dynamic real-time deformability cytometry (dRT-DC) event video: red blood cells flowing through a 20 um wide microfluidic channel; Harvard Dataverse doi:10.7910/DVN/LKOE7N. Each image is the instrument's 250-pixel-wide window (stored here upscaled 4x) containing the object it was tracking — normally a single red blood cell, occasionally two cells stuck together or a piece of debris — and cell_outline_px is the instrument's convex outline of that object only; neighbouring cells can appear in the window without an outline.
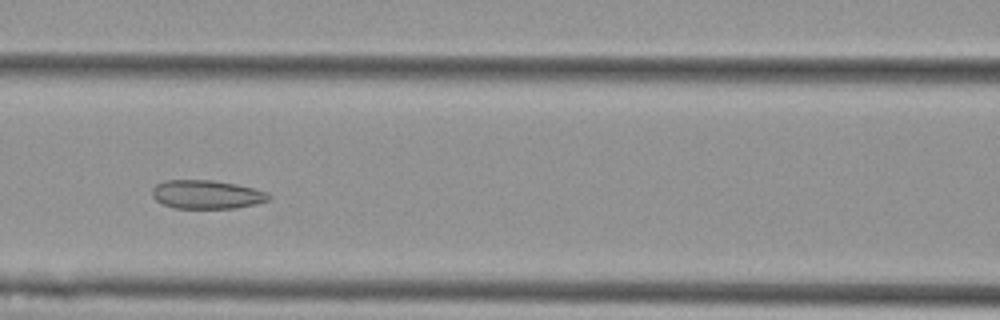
{"species": "Egyptian fruit bat (a non-hibernating species)", "species_latin": "Rousettus aegyptiacus", "temperature_condition": "cold", "stored_images_in_passage": 8, "camera_frame_rate_fps": 3000, "um_per_image_px": 0.085, "animal": {"sex": "female"}, "frame": {"image": 1, "passage_image": 7, "time_ms": 2.0, "image_size_px": [1000, 320], "cell_outline_px": [[272, 196], [268, 200], [256, 204], [236, 208], [172, 208], [156, 200], [152, 196], [152, 188], [156, 184], [164, 180], [212, 180], [236, 184], [268, 192]], "centroid_in_image_um": [17.56, 16.53], "position_along_channel_um": 149.0, "area_um2": 19.54}}
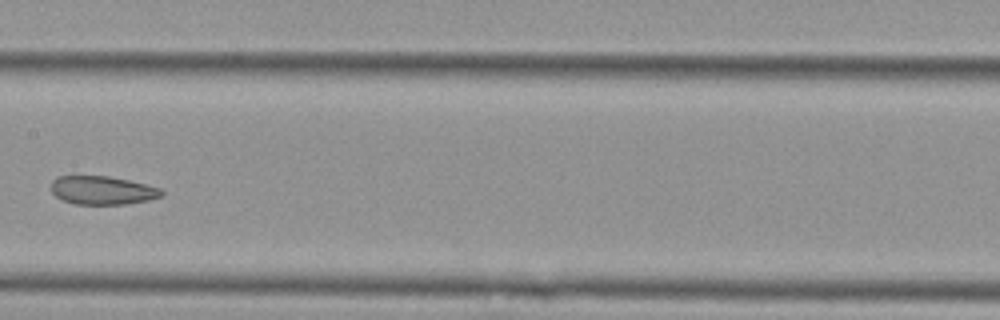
{"frame": {"image": 2, "passage_image": 8, "time_ms": 2.333, "image_size_px": [1000, 320], "cell_outline_px": [[164, 196], [148, 200], [128, 204], [76, 204], [64, 200], [56, 196], [52, 192], [52, 180], [56, 176], [108, 176], [128, 180], [160, 188], [164, 192]], "centroid_in_image_um": [8.72, 16.17], "position_along_channel_um": 198.7, "area_um2": 18.26}}